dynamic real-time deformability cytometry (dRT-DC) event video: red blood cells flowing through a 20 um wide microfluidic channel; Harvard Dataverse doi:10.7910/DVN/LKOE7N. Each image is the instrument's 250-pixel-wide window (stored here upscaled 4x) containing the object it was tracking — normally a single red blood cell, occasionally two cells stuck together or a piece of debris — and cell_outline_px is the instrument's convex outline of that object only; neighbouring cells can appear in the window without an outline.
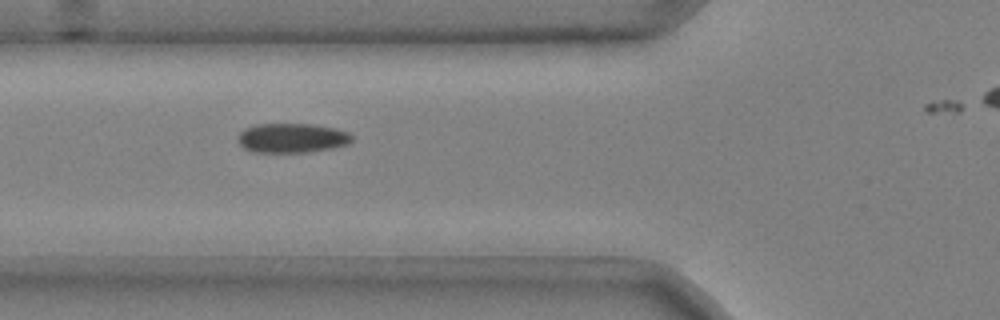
{"species": "common noctule bat (a hibernating species)", "species_latin": "Nyctalus noctula", "temperature_condition": "cold", "stored_images_in_passage": 28, "camera_frame_rate_fps": 3000, "um_per_image_px": 0.085, "animal": {"sex": "male", "body_mass_g": 20.4}, "frame": {"image": 1, "passage_image": 3, "time_ms": 0.667, "image_size_px": [1000, 320], "cell_outline_px": [[352, 140], [348, 144], [332, 148], [308, 152], [252, 152], [244, 148], [240, 144], [240, 132], [244, 128], [256, 124], [312, 124], [336, 128], [348, 132], [352, 136]], "centroid_in_image_um": [24.84, 11.72], "position_along_channel_um": 101.0, "area_um2": 19.54}}
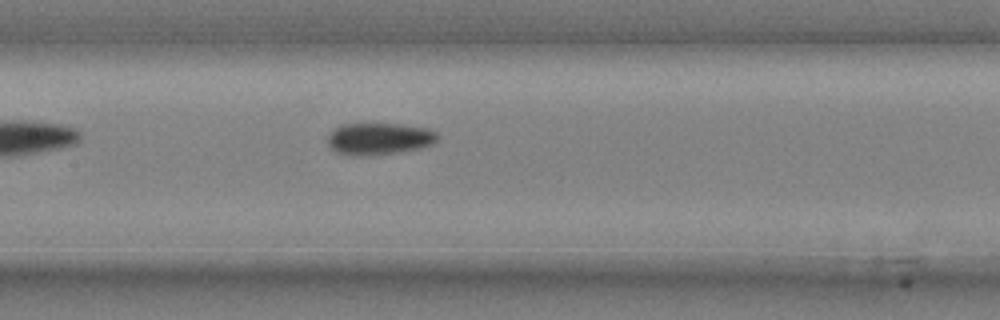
{"frame": {"image": 2, "passage_image": 9, "time_ms": 2.667, "image_size_px": [1000, 320], "cell_outline_px": [[436, 140], [432, 144], [420, 148], [400, 152], [364, 156], [356, 156], [336, 152], [328, 144], [328, 136], [336, 128], [344, 124], [400, 124], [428, 128], [436, 132]], "centroid_in_image_um": [32.23, 11.8], "position_along_channel_um": 175.2, "area_um2": 20.23}}
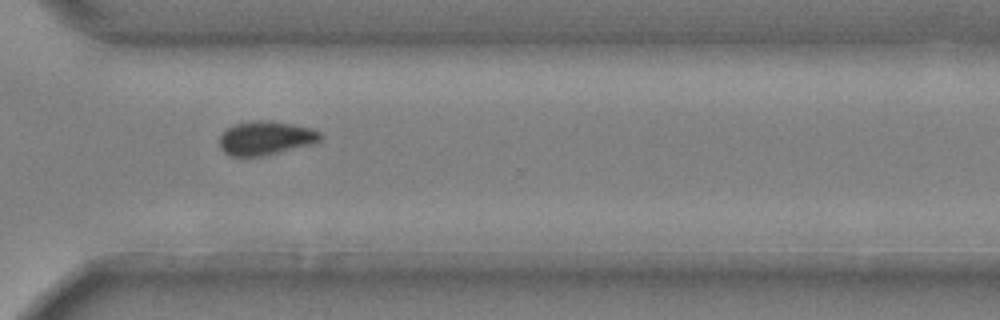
{"frame": {"image": 3, "passage_image": 23, "time_ms": 7.333, "image_size_px": [1000, 320], "cell_outline_px": [[324, 136], [320, 140], [312, 144], [264, 156], [232, 156], [224, 152], [220, 148], [220, 136], [232, 124], [252, 120], [268, 120], [292, 124], [312, 128], [320, 132]], "centroid_in_image_um": [22.59, 11.73], "position_along_channel_um": 348.0, "area_um2": 20.0}}